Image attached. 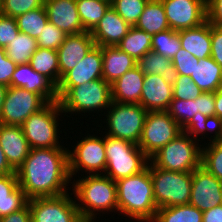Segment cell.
Instances as JSON below:
<instances>
[{"instance_id": "obj_32", "label": "cell", "mask_w": 222, "mask_h": 222, "mask_svg": "<svg viewBox=\"0 0 222 222\" xmlns=\"http://www.w3.org/2000/svg\"><path fill=\"white\" fill-rule=\"evenodd\" d=\"M83 29L91 32L104 17L111 4L104 0H76Z\"/></svg>"}, {"instance_id": "obj_1", "label": "cell", "mask_w": 222, "mask_h": 222, "mask_svg": "<svg viewBox=\"0 0 222 222\" xmlns=\"http://www.w3.org/2000/svg\"><path fill=\"white\" fill-rule=\"evenodd\" d=\"M68 148L30 149L28 157L16 170L19 187L28 199L55 197L70 191Z\"/></svg>"}, {"instance_id": "obj_46", "label": "cell", "mask_w": 222, "mask_h": 222, "mask_svg": "<svg viewBox=\"0 0 222 222\" xmlns=\"http://www.w3.org/2000/svg\"><path fill=\"white\" fill-rule=\"evenodd\" d=\"M17 64L6 55V49L0 47V83L10 87L11 78L16 70Z\"/></svg>"}, {"instance_id": "obj_34", "label": "cell", "mask_w": 222, "mask_h": 222, "mask_svg": "<svg viewBox=\"0 0 222 222\" xmlns=\"http://www.w3.org/2000/svg\"><path fill=\"white\" fill-rule=\"evenodd\" d=\"M5 49L7 57L15 64H26L38 49V43L35 38L19 32Z\"/></svg>"}, {"instance_id": "obj_9", "label": "cell", "mask_w": 222, "mask_h": 222, "mask_svg": "<svg viewBox=\"0 0 222 222\" xmlns=\"http://www.w3.org/2000/svg\"><path fill=\"white\" fill-rule=\"evenodd\" d=\"M107 112V113H105ZM148 111L140 104L111 101L106 114V135L138 145Z\"/></svg>"}, {"instance_id": "obj_45", "label": "cell", "mask_w": 222, "mask_h": 222, "mask_svg": "<svg viewBox=\"0 0 222 222\" xmlns=\"http://www.w3.org/2000/svg\"><path fill=\"white\" fill-rule=\"evenodd\" d=\"M18 33L16 18L0 14V47L6 48Z\"/></svg>"}, {"instance_id": "obj_55", "label": "cell", "mask_w": 222, "mask_h": 222, "mask_svg": "<svg viewBox=\"0 0 222 222\" xmlns=\"http://www.w3.org/2000/svg\"><path fill=\"white\" fill-rule=\"evenodd\" d=\"M104 1H107V2H109L110 4L113 2V0H104Z\"/></svg>"}, {"instance_id": "obj_51", "label": "cell", "mask_w": 222, "mask_h": 222, "mask_svg": "<svg viewBox=\"0 0 222 222\" xmlns=\"http://www.w3.org/2000/svg\"><path fill=\"white\" fill-rule=\"evenodd\" d=\"M202 222H222V205L203 212Z\"/></svg>"}, {"instance_id": "obj_14", "label": "cell", "mask_w": 222, "mask_h": 222, "mask_svg": "<svg viewBox=\"0 0 222 222\" xmlns=\"http://www.w3.org/2000/svg\"><path fill=\"white\" fill-rule=\"evenodd\" d=\"M170 29L197 27L207 20L206 0H161Z\"/></svg>"}, {"instance_id": "obj_10", "label": "cell", "mask_w": 222, "mask_h": 222, "mask_svg": "<svg viewBox=\"0 0 222 222\" xmlns=\"http://www.w3.org/2000/svg\"><path fill=\"white\" fill-rule=\"evenodd\" d=\"M103 136L101 138L88 133L72 146L74 150L68 149V169L71 179L80 171L89 175H104L107 158Z\"/></svg>"}, {"instance_id": "obj_41", "label": "cell", "mask_w": 222, "mask_h": 222, "mask_svg": "<svg viewBox=\"0 0 222 222\" xmlns=\"http://www.w3.org/2000/svg\"><path fill=\"white\" fill-rule=\"evenodd\" d=\"M41 6H44V0H2L0 14L17 18Z\"/></svg>"}, {"instance_id": "obj_6", "label": "cell", "mask_w": 222, "mask_h": 222, "mask_svg": "<svg viewBox=\"0 0 222 222\" xmlns=\"http://www.w3.org/2000/svg\"><path fill=\"white\" fill-rule=\"evenodd\" d=\"M201 159L202 145L184 132L149 158L153 166L173 172H193Z\"/></svg>"}, {"instance_id": "obj_8", "label": "cell", "mask_w": 222, "mask_h": 222, "mask_svg": "<svg viewBox=\"0 0 222 222\" xmlns=\"http://www.w3.org/2000/svg\"><path fill=\"white\" fill-rule=\"evenodd\" d=\"M150 175L157 208L189 204L192 172L167 171L150 163Z\"/></svg>"}, {"instance_id": "obj_43", "label": "cell", "mask_w": 222, "mask_h": 222, "mask_svg": "<svg viewBox=\"0 0 222 222\" xmlns=\"http://www.w3.org/2000/svg\"><path fill=\"white\" fill-rule=\"evenodd\" d=\"M202 93L189 76L178 75L173 85V99L195 100Z\"/></svg>"}, {"instance_id": "obj_44", "label": "cell", "mask_w": 222, "mask_h": 222, "mask_svg": "<svg viewBox=\"0 0 222 222\" xmlns=\"http://www.w3.org/2000/svg\"><path fill=\"white\" fill-rule=\"evenodd\" d=\"M178 75L191 76L199 59L181 48L171 60Z\"/></svg>"}, {"instance_id": "obj_11", "label": "cell", "mask_w": 222, "mask_h": 222, "mask_svg": "<svg viewBox=\"0 0 222 222\" xmlns=\"http://www.w3.org/2000/svg\"><path fill=\"white\" fill-rule=\"evenodd\" d=\"M181 133L182 128L167 111L148 112L138 146L150 158Z\"/></svg>"}, {"instance_id": "obj_19", "label": "cell", "mask_w": 222, "mask_h": 222, "mask_svg": "<svg viewBox=\"0 0 222 222\" xmlns=\"http://www.w3.org/2000/svg\"><path fill=\"white\" fill-rule=\"evenodd\" d=\"M103 58L101 46L95 45L74 68L66 72L57 86H78L102 77Z\"/></svg>"}, {"instance_id": "obj_20", "label": "cell", "mask_w": 222, "mask_h": 222, "mask_svg": "<svg viewBox=\"0 0 222 222\" xmlns=\"http://www.w3.org/2000/svg\"><path fill=\"white\" fill-rule=\"evenodd\" d=\"M173 99V86L161 75H145L140 105L148 112L167 111Z\"/></svg>"}, {"instance_id": "obj_47", "label": "cell", "mask_w": 222, "mask_h": 222, "mask_svg": "<svg viewBox=\"0 0 222 222\" xmlns=\"http://www.w3.org/2000/svg\"><path fill=\"white\" fill-rule=\"evenodd\" d=\"M215 121V92H203L197 97V113Z\"/></svg>"}, {"instance_id": "obj_26", "label": "cell", "mask_w": 222, "mask_h": 222, "mask_svg": "<svg viewBox=\"0 0 222 222\" xmlns=\"http://www.w3.org/2000/svg\"><path fill=\"white\" fill-rule=\"evenodd\" d=\"M28 200L16 173L0 176V218L22 209Z\"/></svg>"}, {"instance_id": "obj_2", "label": "cell", "mask_w": 222, "mask_h": 222, "mask_svg": "<svg viewBox=\"0 0 222 222\" xmlns=\"http://www.w3.org/2000/svg\"><path fill=\"white\" fill-rule=\"evenodd\" d=\"M116 182L118 212L138 222H152L157 206L153 195L150 162L142 172Z\"/></svg>"}, {"instance_id": "obj_21", "label": "cell", "mask_w": 222, "mask_h": 222, "mask_svg": "<svg viewBox=\"0 0 222 222\" xmlns=\"http://www.w3.org/2000/svg\"><path fill=\"white\" fill-rule=\"evenodd\" d=\"M0 145L15 171L28 157L31 149L20 125L0 124Z\"/></svg>"}, {"instance_id": "obj_3", "label": "cell", "mask_w": 222, "mask_h": 222, "mask_svg": "<svg viewBox=\"0 0 222 222\" xmlns=\"http://www.w3.org/2000/svg\"><path fill=\"white\" fill-rule=\"evenodd\" d=\"M72 185L79 214L84 222H94L97 214L118 211L116 182L105 175H87ZM80 201V202H79ZM81 203V204H80ZM96 212V213H95ZM100 212V213H97ZM96 216V217H95Z\"/></svg>"}, {"instance_id": "obj_54", "label": "cell", "mask_w": 222, "mask_h": 222, "mask_svg": "<svg viewBox=\"0 0 222 222\" xmlns=\"http://www.w3.org/2000/svg\"><path fill=\"white\" fill-rule=\"evenodd\" d=\"M7 90H8V87L6 85L0 83V114H1L3 104H4Z\"/></svg>"}, {"instance_id": "obj_53", "label": "cell", "mask_w": 222, "mask_h": 222, "mask_svg": "<svg viewBox=\"0 0 222 222\" xmlns=\"http://www.w3.org/2000/svg\"><path fill=\"white\" fill-rule=\"evenodd\" d=\"M16 171L10 166L0 145V176L13 174Z\"/></svg>"}, {"instance_id": "obj_37", "label": "cell", "mask_w": 222, "mask_h": 222, "mask_svg": "<svg viewBox=\"0 0 222 222\" xmlns=\"http://www.w3.org/2000/svg\"><path fill=\"white\" fill-rule=\"evenodd\" d=\"M181 48L179 31L167 29L153 35L152 51L155 53L172 60Z\"/></svg>"}, {"instance_id": "obj_48", "label": "cell", "mask_w": 222, "mask_h": 222, "mask_svg": "<svg viewBox=\"0 0 222 222\" xmlns=\"http://www.w3.org/2000/svg\"><path fill=\"white\" fill-rule=\"evenodd\" d=\"M211 58L222 67V26L211 24Z\"/></svg>"}, {"instance_id": "obj_42", "label": "cell", "mask_w": 222, "mask_h": 222, "mask_svg": "<svg viewBox=\"0 0 222 222\" xmlns=\"http://www.w3.org/2000/svg\"><path fill=\"white\" fill-rule=\"evenodd\" d=\"M66 36L67 34L63 30H60L48 21L41 35H39L36 40L38 47L57 51L65 40Z\"/></svg>"}, {"instance_id": "obj_31", "label": "cell", "mask_w": 222, "mask_h": 222, "mask_svg": "<svg viewBox=\"0 0 222 222\" xmlns=\"http://www.w3.org/2000/svg\"><path fill=\"white\" fill-rule=\"evenodd\" d=\"M29 64L33 70L46 76L56 86L59 84V63L56 50L38 47Z\"/></svg>"}, {"instance_id": "obj_29", "label": "cell", "mask_w": 222, "mask_h": 222, "mask_svg": "<svg viewBox=\"0 0 222 222\" xmlns=\"http://www.w3.org/2000/svg\"><path fill=\"white\" fill-rule=\"evenodd\" d=\"M135 27L152 35L170 29L161 0H148Z\"/></svg>"}, {"instance_id": "obj_56", "label": "cell", "mask_w": 222, "mask_h": 222, "mask_svg": "<svg viewBox=\"0 0 222 222\" xmlns=\"http://www.w3.org/2000/svg\"><path fill=\"white\" fill-rule=\"evenodd\" d=\"M1 6H2V0H0V10H1Z\"/></svg>"}, {"instance_id": "obj_50", "label": "cell", "mask_w": 222, "mask_h": 222, "mask_svg": "<svg viewBox=\"0 0 222 222\" xmlns=\"http://www.w3.org/2000/svg\"><path fill=\"white\" fill-rule=\"evenodd\" d=\"M0 222H31V211L27 203L22 209L1 217Z\"/></svg>"}, {"instance_id": "obj_28", "label": "cell", "mask_w": 222, "mask_h": 222, "mask_svg": "<svg viewBox=\"0 0 222 222\" xmlns=\"http://www.w3.org/2000/svg\"><path fill=\"white\" fill-rule=\"evenodd\" d=\"M145 75H161L162 78L170 85H174L178 73L171 62V59L155 53L147 52L137 60L136 65Z\"/></svg>"}, {"instance_id": "obj_25", "label": "cell", "mask_w": 222, "mask_h": 222, "mask_svg": "<svg viewBox=\"0 0 222 222\" xmlns=\"http://www.w3.org/2000/svg\"><path fill=\"white\" fill-rule=\"evenodd\" d=\"M103 67L102 77L110 85L128 70L137 65V61L116 46L101 47Z\"/></svg>"}, {"instance_id": "obj_16", "label": "cell", "mask_w": 222, "mask_h": 222, "mask_svg": "<svg viewBox=\"0 0 222 222\" xmlns=\"http://www.w3.org/2000/svg\"><path fill=\"white\" fill-rule=\"evenodd\" d=\"M95 45V41L88 31L66 36L61 46L57 49L59 82L61 77L82 61Z\"/></svg>"}, {"instance_id": "obj_38", "label": "cell", "mask_w": 222, "mask_h": 222, "mask_svg": "<svg viewBox=\"0 0 222 222\" xmlns=\"http://www.w3.org/2000/svg\"><path fill=\"white\" fill-rule=\"evenodd\" d=\"M203 144L201 165L222 181V136L218 140Z\"/></svg>"}, {"instance_id": "obj_30", "label": "cell", "mask_w": 222, "mask_h": 222, "mask_svg": "<svg viewBox=\"0 0 222 222\" xmlns=\"http://www.w3.org/2000/svg\"><path fill=\"white\" fill-rule=\"evenodd\" d=\"M153 35L131 26L125 37L116 46L136 61L147 52L152 51Z\"/></svg>"}, {"instance_id": "obj_49", "label": "cell", "mask_w": 222, "mask_h": 222, "mask_svg": "<svg viewBox=\"0 0 222 222\" xmlns=\"http://www.w3.org/2000/svg\"><path fill=\"white\" fill-rule=\"evenodd\" d=\"M207 20L216 26H222V0H206Z\"/></svg>"}, {"instance_id": "obj_5", "label": "cell", "mask_w": 222, "mask_h": 222, "mask_svg": "<svg viewBox=\"0 0 222 222\" xmlns=\"http://www.w3.org/2000/svg\"><path fill=\"white\" fill-rule=\"evenodd\" d=\"M104 146L107 158L104 175L114 181L138 174L148 167L149 157L132 142L105 134Z\"/></svg>"}, {"instance_id": "obj_18", "label": "cell", "mask_w": 222, "mask_h": 222, "mask_svg": "<svg viewBox=\"0 0 222 222\" xmlns=\"http://www.w3.org/2000/svg\"><path fill=\"white\" fill-rule=\"evenodd\" d=\"M48 21L67 35L84 32L76 0H44Z\"/></svg>"}, {"instance_id": "obj_17", "label": "cell", "mask_w": 222, "mask_h": 222, "mask_svg": "<svg viewBox=\"0 0 222 222\" xmlns=\"http://www.w3.org/2000/svg\"><path fill=\"white\" fill-rule=\"evenodd\" d=\"M10 86L35 92L48 103L58 101L57 86L46 76L33 70L29 63L17 65Z\"/></svg>"}, {"instance_id": "obj_24", "label": "cell", "mask_w": 222, "mask_h": 222, "mask_svg": "<svg viewBox=\"0 0 222 222\" xmlns=\"http://www.w3.org/2000/svg\"><path fill=\"white\" fill-rule=\"evenodd\" d=\"M181 46L198 59L211 56V23L206 20L201 25L179 31Z\"/></svg>"}, {"instance_id": "obj_36", "label": "cell", "mask_w": 222, "mask_h": 222, "mask_svg": "<svg viewBox=\"0 0 222 222\" xmlns=\"http://www.w3.org/2000/svg\"><path fill=\"white\" fill-rule=\"evenodd\" d=\"M19 32L37 39L48 22L45 6L30 10L16 18Z\"/></svg>"}, {"instance_id": "obj_23", "label": "cell", "mask_w": 222, "mask_h": 222, "mask_svg": "<svg viewBox=\"0 0 222 222\" xmlns=\"http://www.w3.org/2000/svg\"><path fill=\"white\" fill-rule=\"evenodd\" d=\"M145 74L137 66L128 70L111 84V99L114 102L140 104Z\"/></svg>"}, {"instance_id": "obj_35", "label": "cell", "mask_w": 222, "mask_h": 222, "mask_svg": "<svg viewBox=\"0 0 222 222\" xmlns=\"http://www.w3.org/2000/svg\"><path fill=\"white\" fill-rule=\"evenodd\" d=\"M210 131L211 133L212 131L214 133V135H211V137H209V134H207ZM182 132L190 135L197 141H201L200 139H205L203 138V135L204 137L208 136L210 141L218 140L222 136L221 127L214 120L201 114L200 112L193 116L192 120L182 129ZM199 136H201V138Z\"/></svg>"}, {"instance_id": "obj_12", "label": "cell", "mask_w": 222, "mask_h": 222, "mask_svg": "<svg viewBox=\"0 0 222 222\" xmlns=\"http://www.w3.org/2000/svg\"><path fill=\"white\" fill-rule=\"evenodd\" d=\"M70 194V195H69ZM72 193L28 200L33 222H84Z\"/></svg>"}, {"instance_id": "obj_15", "label": "cell", "mask_w": 222, "mask_h": 222, "mask_svg": "<svg viewBox=\"0 0 222 222\" xmlns=\"http://www.w3.org/2000/svg\"><path fill=\"white\" fill-rule=\"evenodd\" d=\"M222 181L200 165L192 172V186L189 204L200 211H207L220 205Z\"/></svg>"}, {"instance_id": "obj_39", "label": "cell", "mask_w": 222, "mask_h": 222, "mask_svg": "<svg viewBox=\"0 0 222 222\" xmlns=\"http://www.w3.org/2000/svg\"><path fill=\"white\" fill-rule=\"evenodd\" d=\"M148 0H113L111 7L130 26H135Z\"/></svg>"}, {"instance_id": "obj_13", "label": "cell", "mask_w": 222, "mask_h": 222, "mask_svg": "<svg viewBox=\"0 0 222 222\" xmlns=\"http://www.w3.org/2000/svg\"><path fill=\"white\" fill-rule=\"evenodd\" d=\"M48 102L39 94L19 87H8L0 114V124L22 125Z\"/></svg>"}, {"instance_id": "obj_4", "label": "cell", "mask_w": 222, "mask_h": 222, "mask_svg": "<svg viewBox=\"0 0 222 222\" xmlns=\"http://www.w3.org/2000/svg\"><path fill=\"white\" fill-rule=\"evenodd\" d=\"M58 101L64 116L77 113H96L107 110L111 104V85L104 79L84 82L78 86H57ZM67 114V115H66Z\"/></svg>"}, {"instance_id": "obj_7", "label": "cell", "mask_w": 222, "mask_h": 222, "mask_svg": "<svg viewBox=\"0 0 222 222\" xmlns=\"http://www.w3.org/2000/svg\"><path fill=\"white\" fill-rule=\"evenodd\" d=\"M62 109L59 101L49 102L45 107L30 115L21 125L31 149L64 147L59 142L60 129L58 119Z\"/></svg>"}, {"instance_id": "obj_22", "label": "cell", "mask_w": 222, "mask_h": 222, "mask_svg": "<svg viewBox=\"0 0 222 222\" xmlns=\"http://www.w3.org/2000/svg\"><path fill=\"white\" fill-rule=\"evenodd\" d=\"M130 25L110 6L104 17L90 32L97 46H117L125 37Z\"/></svg>"}, {"instance_id": "obj_52", "label": "cell", "mask_w": 222, "mask_h": 222, "mask_svg": "<svg viewBox=\"0 0 222 222\" xmlns=\"http://www.w3.org/2000/svg\"><path fill=\"white\" fill-rule=\"evenodd\" d=\"M215 122L222 129V87L215 92Z\"/></svg>"}, {"instance_id": "obj_33", "label": "cell", "mask_w": 222, "mask_h": 222, "mask_svg": "<svg viewBox=\"0 0 222 222\" xmlns=\"http://www.w3.org/2000/svg\"><path fill=\"white\" fill-rule=\"evenodd\" d=\"M203 211L190 204L157 208L152 222H202Z\"/></svg>"}, {"instance_id": "obj_27", "label": "cell", "mask_w": 222, "mask_h": 222, "mask_svg": "<svg viewBox=\"0 0 222 222\" xmlns=\"http://www.w3.org/2000/svg\"><path fill=\"white\" fill-rule=\"evenodd\" d=\"M190 78L202 92H216L222 87V67L211 56L199 59Z\"/></svg>"}, {"instance_id": "obj_40", "label": "cell", "mask_w": 222, "mask_h": 222, "mask_svg": "<svg viewBox=\"0 0 222 222\" xmlns=\"http://www.w3.org/2000/svg\"><path fill=\"white\" fill-rule=\"evenodd\" d=\"M167 112L183 129L197 113V98L195 100L172 99Z\"/></svg>"}]
</instances>
